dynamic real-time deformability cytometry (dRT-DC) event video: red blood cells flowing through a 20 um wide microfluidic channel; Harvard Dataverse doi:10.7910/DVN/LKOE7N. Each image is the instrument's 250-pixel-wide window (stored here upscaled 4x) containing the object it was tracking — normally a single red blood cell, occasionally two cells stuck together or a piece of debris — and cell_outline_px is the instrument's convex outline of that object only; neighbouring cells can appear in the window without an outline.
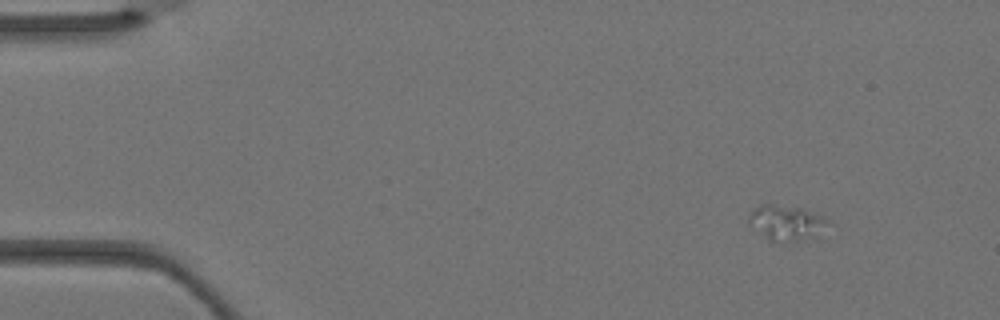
{"species": "Egyptian fruit bat (a non-hibernating species)", "species_latin": "Rousettus aegyptiacus", "temperature_condition": "warm", "stored_images_in_passage": 3, "camera_frame_rate_fps": 3000, "um_per_image_px": 0.085, "animal": {"sex": "female"}, "frame": {"image": 1, "passage_image": 1, "time_ms": 0.0, "image_size_px": [1000, 320], "cell_outline_px": [[828, 220], [816, 236], [796, 240], [772, 240], [748, 224], [748, 216], [760, 204], [772, 204], [800, 208], [820, 216]], "centroid_in_image_um": [66.77, 18.9], "position_along_channel_um": 18.2, "area_um2": 15.2}}